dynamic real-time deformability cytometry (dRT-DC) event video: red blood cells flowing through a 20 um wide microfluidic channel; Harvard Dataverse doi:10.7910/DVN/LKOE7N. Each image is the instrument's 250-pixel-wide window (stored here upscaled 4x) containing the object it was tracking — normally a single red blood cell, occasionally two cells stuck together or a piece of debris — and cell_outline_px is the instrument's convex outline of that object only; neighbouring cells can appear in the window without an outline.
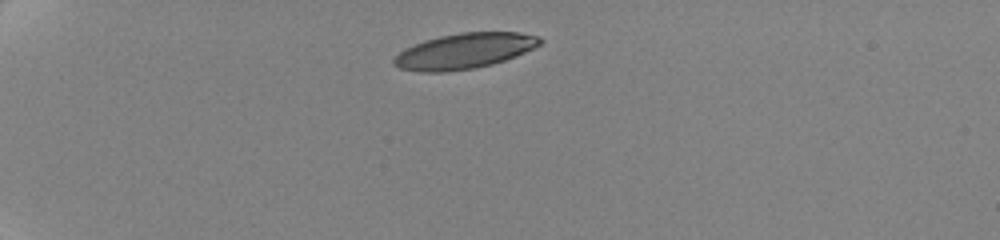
{"species": "human", "species_latin": "Homo sapiens", "temperature_condition": "cold", "stored_images_in_passage": 12, "camera_frame_rate_fps": 3000, "um_per_image_px": 0.085, "donor": {"sex": "female"}, "frame": {"image": 1, "passage_image": 1, "time_ms": 0.0, "image_size_px": [1000, 240], "cell_outline_px": [[544, 40], [540, 44], [516, 56], [492, 64], [476, 68], [444, 72], [424, 72], [400, 68], [392, 64], [392, 60], [404, 48], [424, 40], [440, 36], [460, 32], [516, 32], [540, 36]], "centroid_in_image_um": [39.46, 4.33], "position_along_channel_um": 45.5, "area_um2": 30.17}}